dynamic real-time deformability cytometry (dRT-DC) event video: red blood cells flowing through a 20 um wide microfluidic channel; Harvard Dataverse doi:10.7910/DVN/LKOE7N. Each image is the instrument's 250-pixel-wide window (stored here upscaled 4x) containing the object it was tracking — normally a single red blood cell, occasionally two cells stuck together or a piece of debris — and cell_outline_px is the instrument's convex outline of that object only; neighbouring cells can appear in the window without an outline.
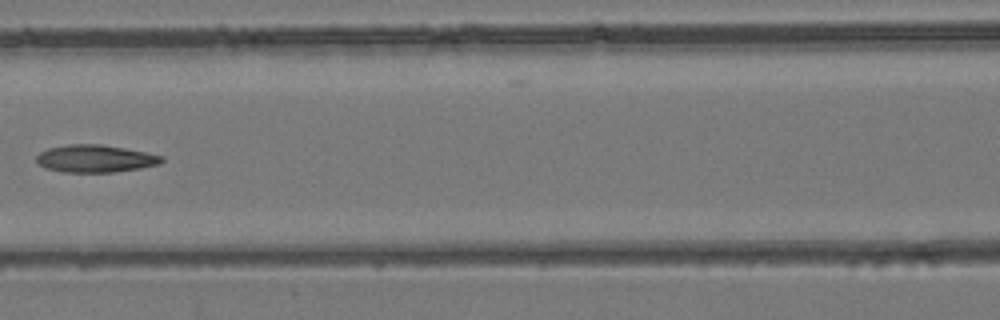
{"species": "common noctule bat (a hibernating species)", "species_latin": "Nyctalus noctula", "temperature_condition": "room temperature", "stored_images_in_passage": 6, "camera_frame_rate_fps": 3000, "um_per_image_px": 0.085, "animal": {"sex": "female", "body_mass_g": 24.6, "forearm_length_mm": 56.2}, "frame": {"image": 1, "passage_image": 6, "time_ms": 5.667, "image_size_px": [1000, 320], "cell_outline_px": [[164, 160], [160, 164], [140, 168], [112, 172], [64, 172], [48, 168], [40, 164], [36, 160], [36, 156], [40, 152], [48, 148], [68, 144], [100, 144], [124, 148], [164, 156]], "centroid_in_image_um": [8.11, 13.47], "position_along_channel_um": 158.5, "area_um2": 19.88}}